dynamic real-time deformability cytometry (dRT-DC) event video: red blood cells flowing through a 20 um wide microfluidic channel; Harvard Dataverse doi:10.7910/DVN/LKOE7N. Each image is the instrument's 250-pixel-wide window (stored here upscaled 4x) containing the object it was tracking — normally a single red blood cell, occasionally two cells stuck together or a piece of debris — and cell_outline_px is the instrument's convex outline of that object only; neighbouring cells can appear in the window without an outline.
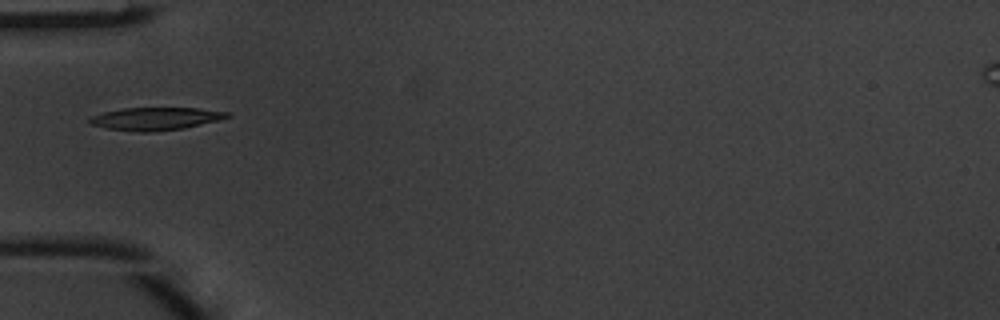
{"species": "common noctule bat (a hibernating species)", "species_latin": "Nyctalus noctula", "temperature_condition": "warm", "stored_images_in_passage": 6, "camera_frame_rate_fps": 3000, "um_per_image_px": 0.085, "animal": {"sex": "male", "body_mass_g": 20.1, "forearm_length_mm": 53.5}, "frame": {"image": 1, "passage_image": 5, "time_ms": 1.333, "image_size_px": [1000, 320], "cell_outline_px": [[232, 116], [220, 120], [184, 128], [152, 132], [136, 132], [108, 128], [92, 124], [88, 120], [92, 116], [104, 112], [124, 108], [196, 108], [228, 112]], "centroid_in_image_um": [13.26, 10.09], "position_along_channel_um": 71.7, "area_um2": 18.09}}